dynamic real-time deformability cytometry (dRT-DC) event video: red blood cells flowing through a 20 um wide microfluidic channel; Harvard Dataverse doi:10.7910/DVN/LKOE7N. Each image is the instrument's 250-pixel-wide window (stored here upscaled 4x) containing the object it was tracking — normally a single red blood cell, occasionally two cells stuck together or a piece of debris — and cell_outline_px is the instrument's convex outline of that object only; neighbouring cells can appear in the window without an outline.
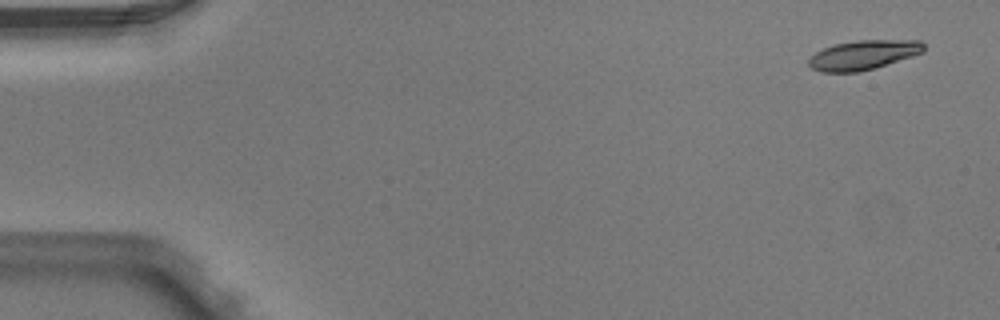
{"species": "Egyptian fruit bat (a non-hibernating species)", "species_latin": "Rousettus aegyptiacus", "temperature_condition": "warm", "stored_images_in_passage": 4, "camera_frame_rate_fps": 3000, "um_per_image_px": 0.085, "animal": {"sex": "male"}, "frame": {"image": 1, "passage_image": 1, "time_ms": 0.0, "image_size_px": [1000, 320], "cell_outline_px": [[924, 52], [912, 56], [860, 72], [820, 72], [812, 68], [808, 64], [808, 60], [816, 52], [824, 48], [836, 44], [856, 40], [920, 40], [924, 44]], "centroid_in_image_um": [73.38, 4.67], "position_along_channel_um": 11.6, "area_um2": 19.59}}
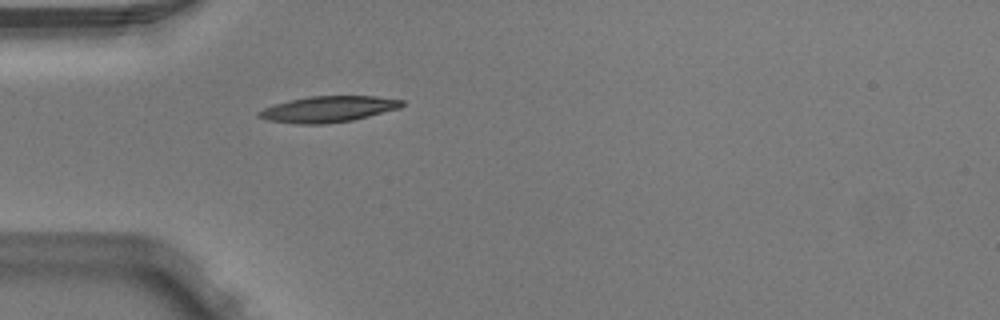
{"frame": {"image": 2, "passage_image": 4, "time_ms": 1.0, "image_size_px": [1000, 320], "cell_outline_px": [[404, 104], [400, 108], [352, 120], [324, 124], [296, 124], [268, 120], [256, 116], [256, 112], [264, 108], [276, 104], [308, 96], [376, 96], [404, 100]], "centroid_in_image_um": [27.9, 9.28], "position_along_channel_um": 57.1, "area_um2": 21.62}}